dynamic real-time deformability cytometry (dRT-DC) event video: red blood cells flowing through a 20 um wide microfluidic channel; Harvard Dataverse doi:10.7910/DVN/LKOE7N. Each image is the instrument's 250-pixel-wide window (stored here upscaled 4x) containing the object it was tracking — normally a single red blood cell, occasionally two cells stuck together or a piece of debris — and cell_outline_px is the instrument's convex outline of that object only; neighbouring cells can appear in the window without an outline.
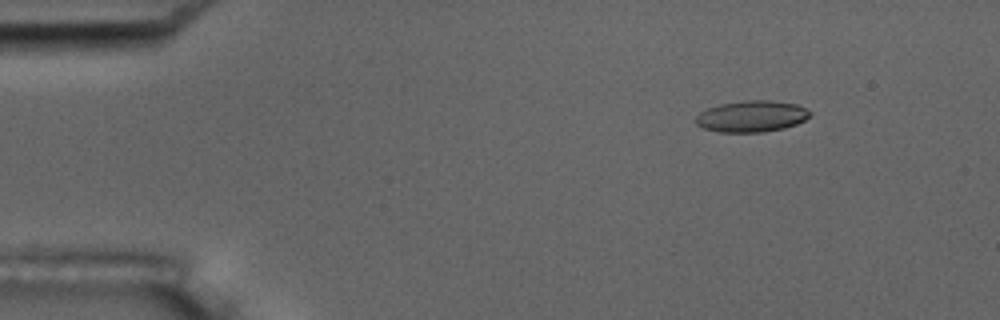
{"species": "common noctule bat (a hibernating species)", "species_latin": "Nyctalus noctula", "temperature_condition": "room temperature", "stored_images_in_passage": 4, "camera_frame_rate_fps": 3000, "um_per_image_px": 0.085, "animal": {"sex": "male", "body_mass_g": 17.5, "forearm_length_mm": 52.3}, "frame": {"image": 1, "passage_image": 2, "time_ms": 0.333, "image_size_px": [1000, 320], "cell_outline_px": [[812, 112], [804, 120], [796, 124], [784, 128], [764, 132], [720, 132], [704, 128], [696, 124], [696, 116], [700, 112], [708, 108], [720, 104], [744, 100], [768, 100], [796, 104]], "centroid_in_image_um": [63.88, 9.88], "position_along_channel_um": 21.1, "area_um2": 20.75}}